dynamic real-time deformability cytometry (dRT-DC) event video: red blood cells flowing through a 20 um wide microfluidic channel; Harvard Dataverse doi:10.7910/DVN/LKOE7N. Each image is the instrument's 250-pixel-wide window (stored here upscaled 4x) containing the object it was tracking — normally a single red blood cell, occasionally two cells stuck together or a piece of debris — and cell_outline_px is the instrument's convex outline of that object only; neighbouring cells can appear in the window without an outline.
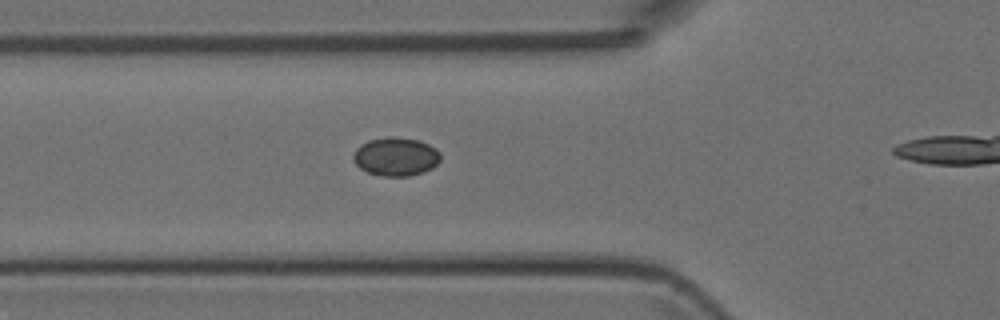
{"species": "Egyptian fruit bat (a non-hibernating species)", "species_latin": "Rousettus aegyptiacus", "temperature_condition": "room temperature", "stored_images_in_passage": 34, "camera_frame_rate_fps": 3000, "um_per_image_px": 0.085, "animal": {"sex": "female"}, "frame": {"image": 1, "passage_image": 10, "time_ms": 3.0, "image_size_px": [1000, 320], "cell_outline_px": [[440, 160], [432, 168], [424, 172], [408, 176], [384, 176], [368, 172], [360, 168], [352, 160], [352, 156], [356, 148], [360, 144], [368, 140], [388, 136], [392, 136], [416, 140], [428, 144], [436, 148], [440, 152]], "centroid_in_image_um": [33.62, 13.31], "position_along_channel_um": 92.2, "area_um2": 19.65}}
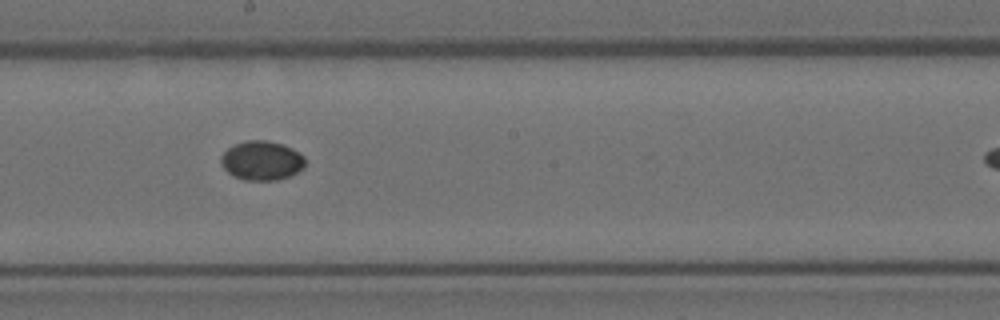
{"frame": {"image": 2, "passage_image": 20, "time_ms": 6.333, "image_size_px": [1000, 320], "cell_outline_px": [[304, 168], [288, 176], [276, 180], [244, 180], [228, 172], [220, 164], [220, 156], [228, 148], [244, 140], [264, 140], [280, 144], [292, 148], [304, 156]], "centroid_in_image_um": [22.22, 13.64], "position_along_channel_um": 226.0, "area_um2": 19.07}}
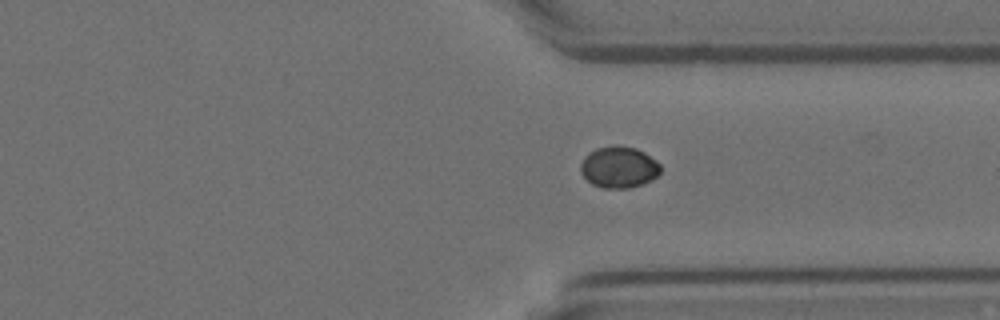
{"frame": {"image": 3, "passage_image": 30, "time_ms": 9.667, "image_size_px": [1000, 320], "cell_outline_px": [[660, 172], [656, 176], [640, 184], [628, 188], [600, 188], [592, 184], [580, 172], [580, 164], [584, 156], [588, 152], [596, 148], [616, 144], [636, 148], [644, 152], [656, 160], [660, 164]], "centroid_in_image_um": [52.56, 14.18], "position_along_channel_um": 358.8, "area_um2": 19.36}}